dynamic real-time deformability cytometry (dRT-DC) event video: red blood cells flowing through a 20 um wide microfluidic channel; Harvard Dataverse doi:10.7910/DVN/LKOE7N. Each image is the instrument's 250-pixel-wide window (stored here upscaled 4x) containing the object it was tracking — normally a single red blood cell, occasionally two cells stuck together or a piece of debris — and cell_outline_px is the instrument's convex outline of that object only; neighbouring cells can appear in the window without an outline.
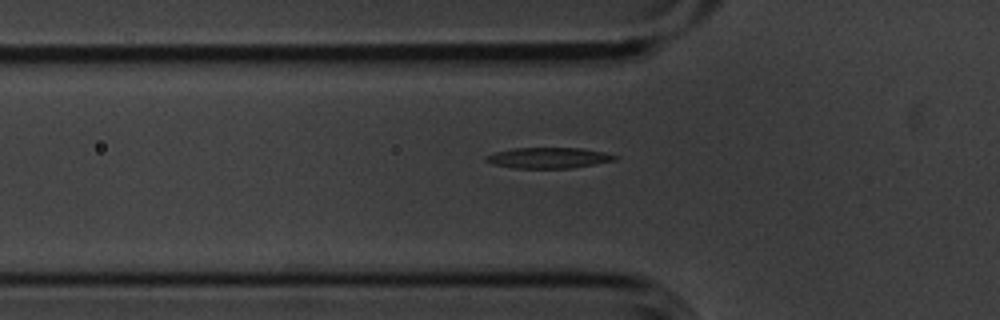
{"species": "common noctule bat (a hibernating species)", "species_latin": "Nyctalus noctula", "temperature_condition": "cold", "stored_images_in_passage": 6, "segment_of_instrument_passage": [2, 2], "camera_frame_rate_fps": 3000, "um_per_image_px": 0.085, "animal": {"sex": "male", "body_mass_g": 20.1, "forearm_length_mm": 53.5}, "frame": {"image": 1, "passage_image": 6, "time_ms": 1.667, "image_size_px": [1000, 320], "cell_outline_px": [[616, 160], [596, 164], [568, 168], [516, 168], [492, 164], [484, 160], [484, 156], [496, 152], [516, 148], [584, 148], [604, 152], [616, 156]], "centroid_in_image_um": [46.61, 13.42], "position_along_channel_um": 79.2, "area_um2": 15.49}}